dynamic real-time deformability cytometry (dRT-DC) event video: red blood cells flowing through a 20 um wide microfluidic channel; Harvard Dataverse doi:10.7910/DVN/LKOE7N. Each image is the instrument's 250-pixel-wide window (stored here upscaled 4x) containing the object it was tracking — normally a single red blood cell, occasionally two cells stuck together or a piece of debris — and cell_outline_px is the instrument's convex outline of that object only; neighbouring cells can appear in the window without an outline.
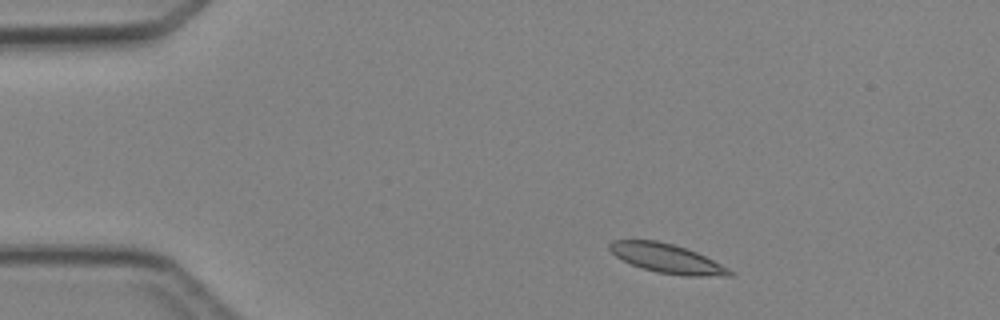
{"species": "Egyptian fruit bat (a non-hibernating species)", "species_latin": "Rousettus aegyptiacus", "temperature_condition": "cold", "stored_images_in_passage": 3, "camera_frame_rate_fps": 3000, "um_per_image_px": 0.085, "animal": {"sex": "female"}, "frame": {"image": 1, "passage_image": 1, "time_ms": 0.0, "image_size_px": [1000, 320], "cell_outline_px": [[736, 272], [732, 276], [684, 276], [656, 272], [632, 264], [616, 256], [608, 248], [608, 244], [612, 240], [656, 240], [672, 244], [696, 252]], "centroid_in_image_um": [56.7, 21.97], "position_along_channel_um": 28.3, "area_um2": 20.17}}
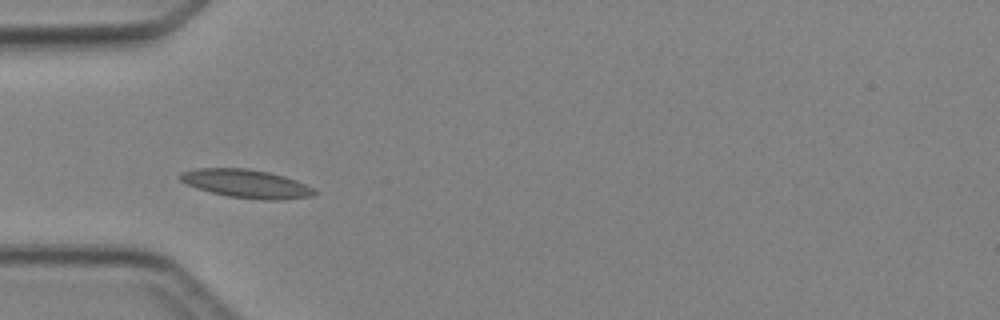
{"frame": {"image": 2, "passage_image": 3, "time_ms": 2.333, "image_size_px": [1000, 320], "cell_outline_px": [[316, 192], [308, 196], [276, 200], [264, 200], [228, 196], [196, 188], [180, 180], [180, 172], [196, 168], [244, 168], [268, 172], [284, 176], [296, 180], [312, 188]], "centroid_in_image_um": [20.88, 15.6], "position_along_channel_um": 64.1, "area_um2": 21.79}}